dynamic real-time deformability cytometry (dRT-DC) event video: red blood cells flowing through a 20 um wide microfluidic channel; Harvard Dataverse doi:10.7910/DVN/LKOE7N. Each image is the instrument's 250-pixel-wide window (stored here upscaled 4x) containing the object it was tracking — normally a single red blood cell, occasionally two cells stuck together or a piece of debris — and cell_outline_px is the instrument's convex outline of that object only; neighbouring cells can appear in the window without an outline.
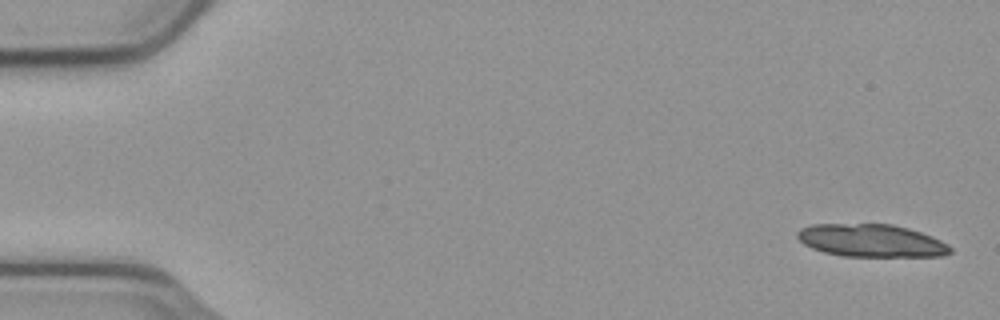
{"species": "common noctule bat (a hibernating species)", "species_latin": "Nyctalus noctula", "temperature_condition": "cold", "stored_images_in_passage": 11, "camera_frame_rate_fps": 3000, "um_per_image_px": 0.085, "animal": {"sex": "male", "body_mass_g": 23.1, "forearm_length_mm": 52.7}, "frame": {"image": 1, "passage_image": 1, "time_ms": 0.0, "image_size_px": [1000, 320], "cell_outline_px": [[952, 252], [944, 256], [844, 256], [824, 252], [812, 248], [804, 244], [796, 236], [796, 232], [800, 228], [812, 224], [892, 224], [908, 228], [932, 236], [948, 244], [952, 248]], "centroid_in_image_um": [74.06, 20.45], "position_along_channel_um": 10.9, "area_um2": 29.19}}